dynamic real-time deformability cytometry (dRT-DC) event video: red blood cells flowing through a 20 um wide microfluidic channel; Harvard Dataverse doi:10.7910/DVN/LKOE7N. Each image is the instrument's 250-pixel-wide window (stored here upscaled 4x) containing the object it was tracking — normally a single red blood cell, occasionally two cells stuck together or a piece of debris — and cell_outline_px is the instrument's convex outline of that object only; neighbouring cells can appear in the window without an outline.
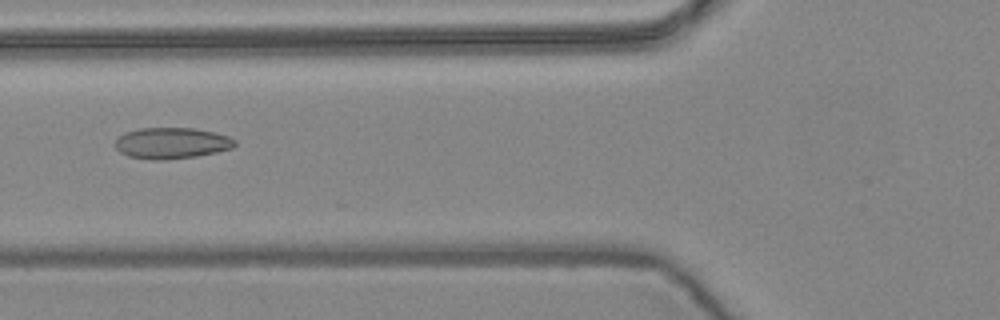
{"species": "common noctule bat (a hibernating species)", "species_latin": "Nyctalus noctula", "temperature_condition": "warm", "stored_images_in_passage": 4, "camera_frame_rate_fps": 3000, "um_per_image_px": 0.085, "animal": {"sex": "female", "body_mass_g": 24.6, "forearm_length_mm": 56.2}, "frame": {"image": 1, "passage_image": 3, "time_ms": 0.667, "image_size_px": [1000, 320], "cell_outline_px": [[236, 144], [232, 148], [216, 152], [196, 156], [160, 160], [152, 160], [128, 156], [120, 152], [116, 148], [116, 140], [124, 132], [140, 128], [192, 128], [212, 132], [228, 136], [236, 140]], "centroid_in_image_um": [14.58, 12.16], "position_along_channel_um": 111.2, "area_um2": 21.56}}